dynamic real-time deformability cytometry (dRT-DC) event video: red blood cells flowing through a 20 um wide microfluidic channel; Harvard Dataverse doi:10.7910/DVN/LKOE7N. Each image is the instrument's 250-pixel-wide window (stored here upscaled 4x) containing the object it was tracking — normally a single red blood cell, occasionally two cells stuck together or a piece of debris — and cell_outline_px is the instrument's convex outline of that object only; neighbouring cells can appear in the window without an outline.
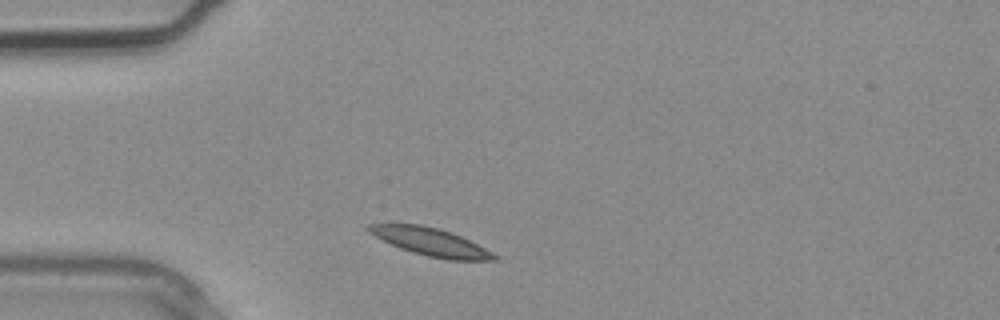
{"species": "common noctule bat (a hibernating species)", "species_latin": "Nyctalus noctula", "temperature_condition": "warm", "stored_images_in_passage": 1, "camera_frame_rate_fps": 3000, "um_per_image_px": 0.085, "animal": {"sex": "male", "body_mass_g": 20.4}, "frame": {"image": 1, "passage_image": 1, "time_ms": 0.0, "image_size_px": [1000, 320], "cell_outline_px": [[500, 260], [448, 260], [428, 256], [412, 252], [400, 248], [368, 232], [364, 228], [368, 224], [420, 224], [452, 232], [492, 252]], "centroid_in_image_um": [36.59, 20.56], "position_along_channel_um": 48.4, "area_um2": 20.0}}